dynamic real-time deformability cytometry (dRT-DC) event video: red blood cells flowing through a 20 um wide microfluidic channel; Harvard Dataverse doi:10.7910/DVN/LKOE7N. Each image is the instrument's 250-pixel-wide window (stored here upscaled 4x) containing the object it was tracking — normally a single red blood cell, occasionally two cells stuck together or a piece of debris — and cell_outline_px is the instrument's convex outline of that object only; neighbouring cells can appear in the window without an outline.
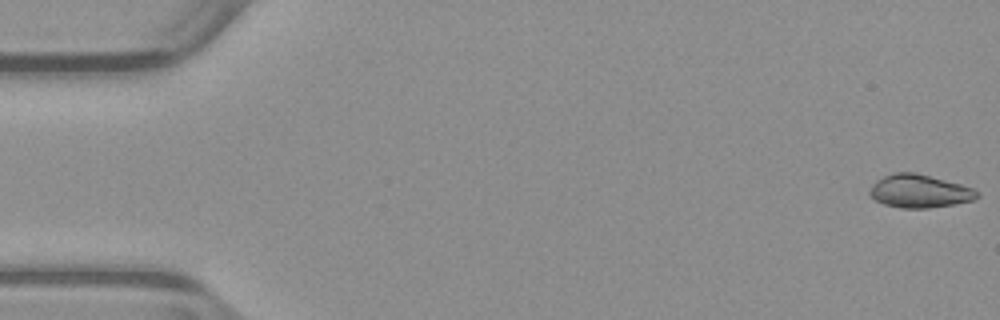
{"species": "common noctule bat (a hibernating species)", "species_latin": "Nyctalus noctula", "temperature_condition": "warm", "stored_images_in_passage": 52, "camera_frame_rate_fps": 3000, "um_per_image_px": 0.085, "animal": {"sex": "male", "body_mass_g": 23.1, "forearm_length_mm": 52.7}, "frame": {"image": 1, "passage_image": 1, "time_ms": 0.0, "image_size_px": [1000, 320], "cell_outline_px": [[980, 196], [976, 200], [956, 204], [928, 208], [900, 208], [884, 204], [868, 196], [868, 192], [872, 184], [876, 180], [884, 176], [896, 172], [916, 172], [960, 184], [972, 188]], "centroid_in_image_um": [78.13, 16.25], "position_along_channel_um": 6.9, "area_um2": 20.87}}
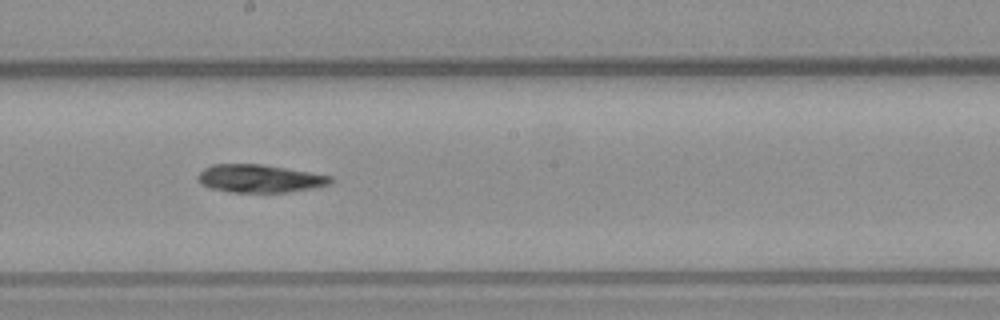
{"frame": {"image": 2, "passage_image": 29, "time_ms": 9.333, "image_size_px": [1000, 320], "cell_outline_px": [[332, 180], [328, 184], [312, 188], [288, 192], [228, 192], [208, 188], [200, 184], [196, 180], [196, 176], [204, 168], [212, 164], [260, 164], [332, 176]], "centroid_in_image_um": [21.97, 15.18], "position_along_channel_um": 226.2, "area_um2": 21.56}}
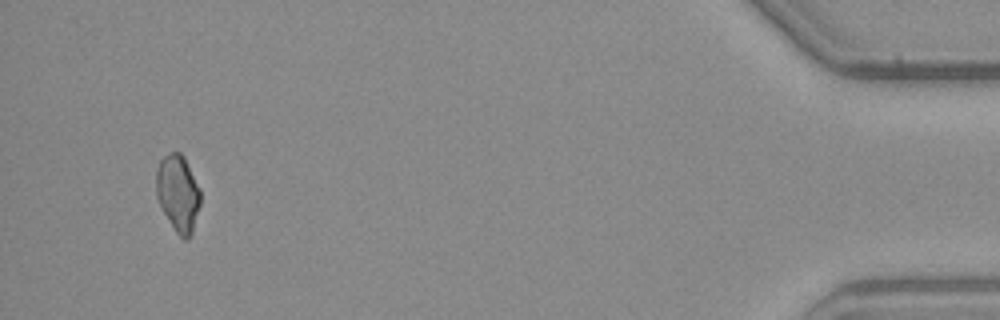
{"frame": {"image": 3, "passage_image": 50, "time_ms": 16.333, "image_size_px": [1000, 320], "cell_outline_px": [[200, 204], [192, 232], [188, 240], [184, 240], [176, 232], [164, 212], [156, 196], [156, 172], [160, 160], [168, 152], [180, 152], [184, 156], [200, 188]], "centroid_in_image_um": [15.13, 16.4], "position_along_channel_um": 420.1, "area_um2": 19.71}, "authors_computed_cell_mechanics": {"area_um2": 21.386, "velocity_mm_per_s": 3.9639, "shape_relaxation_time_tau1_ms": null, "shape_relaxation_time_tau2_ms": 4.3021, "deformation_change_tau1": null, "deformation_change_tau2": 0.1109}}